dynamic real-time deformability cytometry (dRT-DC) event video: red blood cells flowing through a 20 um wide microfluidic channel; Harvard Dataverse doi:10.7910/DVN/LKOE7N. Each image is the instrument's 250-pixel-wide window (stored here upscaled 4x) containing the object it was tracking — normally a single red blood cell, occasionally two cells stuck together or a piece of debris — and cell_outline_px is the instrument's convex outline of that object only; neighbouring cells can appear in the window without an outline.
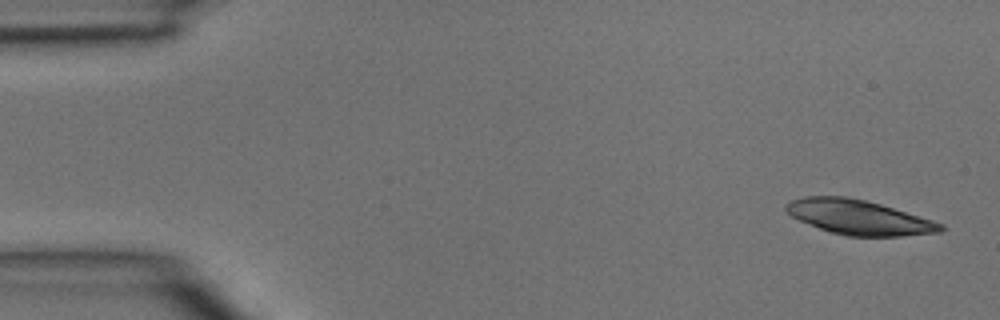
{"species": "common noctule bat (a hibernating species)", "species_latin": "Nyctalus noctula", "temperature_condition": "room temperature", "stored_images_in_passage": 4, "camera_frame_rate_fps": 3000, "um_per_image_px": 0.085, "animal": {"sex": "male", "body_mass_g": 15.6}, "frame": {"image": 1, "passage_image": 1, "time_ms": 0.0, "image_size_px": [1000, 320], "cell_outline_px": [[944, 228], [940, 232], [900, 236], [848, 236], [832, 232], [820, 228], [800, 220], [792, 216], [784, 208], [784, 204], [792, 200], [804, 196], [848, 196], [880, 204], [932, 220], [944, 224]], "centroid_in_image_um": [72.99, 18.46], "position_along_channel_um": 12.0, "area_um2": 30.87}}